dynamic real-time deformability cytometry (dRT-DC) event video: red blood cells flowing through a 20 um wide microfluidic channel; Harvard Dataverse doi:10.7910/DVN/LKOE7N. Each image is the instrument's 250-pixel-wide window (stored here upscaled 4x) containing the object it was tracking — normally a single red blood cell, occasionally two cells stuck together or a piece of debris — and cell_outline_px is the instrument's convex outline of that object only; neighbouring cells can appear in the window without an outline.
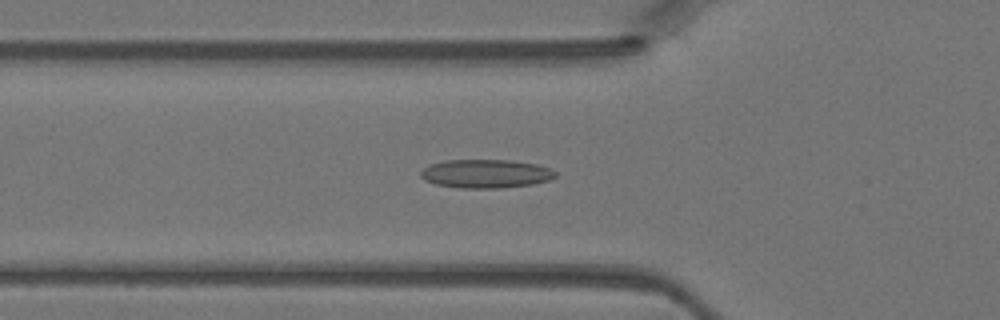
{"species": "Egyptian fruit bat (a non-hibernating species)", "species_latin": "Rousettus aegyptiacus", "temperature_condition": "warm", "stored_images_in_passage": 44, "camera_frame_rate_fps": 3000, "um_per_image_px": 0.085, "animal": {"sex": "female"}, "frame": {"image": 1, "passage_image": 15, "time_ms": 4.667, "image_size_px": [1000, 320], "cell_outline_px": [[556, 176], [548, 180], [532, 184], [500, 188], [460, 188], [436, 184], [424, 180], [420, 176], [420, 172], [428, 164], [448, 160], [508, 160], [536, 164], [548, 168], [556, 172]], "centroid_in_image_um": [41.25, 14.76], "position_along_channel_um": 84.5, "area_um2": 22.37}}
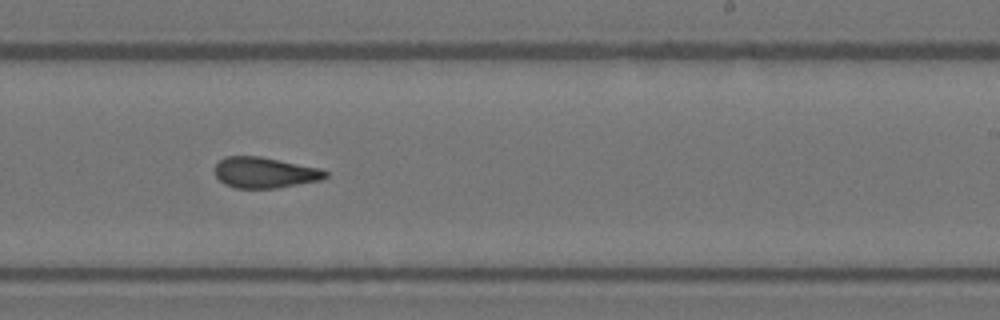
{"frame": {"image": 2, "passage_image": 27, "time_ms": 8.667, "image_size_px": [1000, 320], "cell_outline_px": [[328, 176], [320, 180], [276, 188], [236, 188], [224, 184], [216, 176], [216, 164], [224, 156], [260, 156], [320, 168], [328, 172]], "centroid_in_image_um": [22.5, 14.66], "position_along_channel_um": 266.5, "area_um2": 19.77}}
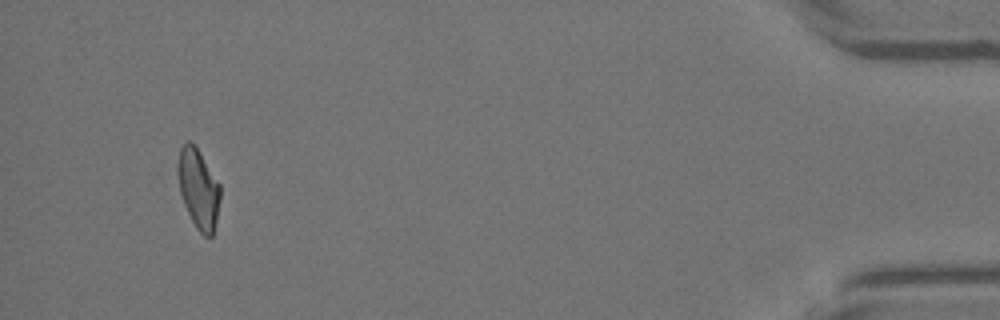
{"frame": {"image": 3, "passage_image": 42, "time_ms": 13.667, "image_size_px": [1000, 320], "cell_outline_px": [[220, 200], [216, 220], [212, 236], [204, 236], [196, 228], [184, 204], [180, 192], [180, 148], [188, 140], [196, 148], [220, 184]], "centroid_in_image_um": [16.91, 16.11], "position_along_channel_um": 418.3, "area_um2": 18.73}}